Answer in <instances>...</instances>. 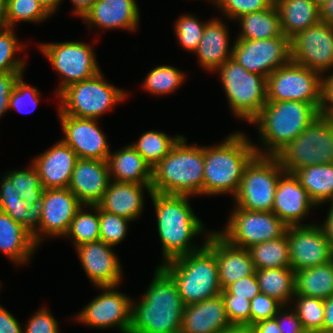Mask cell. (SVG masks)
I'll use <instances>...</instances> for the list:
<instances>
[{"mask_svg":"<svg viewBox=\"0 0 333 333\" xmlns=\"http://www.w3.org/2000/svg\"><path fill=\"white\" fill-rule=\"evenodd\" d=\"M284 172L275 156L256 155L243 172L235 207L272 212L277 183Z\"/></svg>","mask_w":333,"mask_h":333,"instance_id":"cell-10","label":"cell"},{"mask_svg":"<svg viewBox=\"0 0 333 333\" xmlns=\"http://www.w3.org/2000/svg\"><path fill=\"white\" fill-rule=\"evenodd\" d=\"M320 114L311 104L299 101H267L260 114L251 122L259 129L262 148L257 155L276 156L281 149L299 136ZM261 149V150H260ZM268 151H267V150Z\"/></svg>","mask_w":333,"mask_h":333,"instance_id":"cell-5","label":"cell"},{"mask_svg":"<svg viewBox=\"0 0 333 333\" xmlns=\"http://www.w3.org/2000/svg\"><path fill=\"white\" fill-rule=\"evenodd\" d=\"M161 266L174 279L184 305L202 302L222 292L216 256L206 244Z\"/></svg>","mask_w":333,"mask_h":333,"instance_id":"cell-6","label":"cell"},{"mask_svg":"<svg viewBox=\"0 0 333 333\" xmlns=\"http://www.w3.org/2000/svg\"><path fill=\"white\" fill-rule=\"evenodd\" d=\"M82 19L88 27L135 31L140 13L136 0H96Z\"/></svg>","mask_w":333,"mask_h":333,"instance_id":"cell-26","label":"cell"},{"mask_svg":"<svg viewBox=\"0 0 333 333\" xmlns=\"http://www.w3.org/2000/svg\"><path fill=\"white\" fill-rule=\"evenodd\" d=\"M157 218V230L162 245L164 262L200 250L205 242L194 246L191 240L204 230L202 221L189 204L188 195H171L152 192L150 195Z\"/></svg>","mask_w":333,"mask_h":333,"instance_id":"cell-2","label":"cell"},{"mask_svg":"<svg viewBox=\"0 0 333 333\" xmlns=\"http://www.w3.org/2000/svg\"><path fill=\"white\" fill-rule=\"evenodd\" d=\"M204 147L188 145L182 135L169 153L152 168L153 192L203 195Z\"/></svg>","mask_w":333,"mask_h":333,"instance_id":"cell-4","label":"cell"},{"mask_svg":"<svg viewBox=\"0 0 333 333\" xmlns=\"http://www.w3.org/2000/svg\"><path fill=\"white\" fill-rule=\"evenodd\" d=\"M14 28L0 30V74L7 72H23L26 67L24 59L16 58V52L24 46L18 43ZM15 56V57H14Z\"/></svg>","mask_w":333,"mask_h":333,"instance_id":"cell-42","label":"cell"},{"mask_svg":"<svg viewBox=\"0 0 333 333\" xmlns=\"http://www.w3.org/2000/svg\"><path fill=\"white\" fill-rule=\"evenodd\" d=\"M229 321L237 328L251 327L250 300L241 297H222Z\"/></svg>","mask_w":333,"mask_h":333,"instance_id":"cell-49","label":"cell"},{"mask_svg":"<svg viewBox=\"0 0 333 333\" xmlns=\"http://www.w3.org/2000/svg\"><path fill=\"white\" fill-rule=\"evenodd\" d=\"M231 58L248 72L267 78L277 68L291 61L290 39L284 34L271 39H236Z\"/></svg>","mask_w":333,"mask_h":333,"instance_id":"cell-14","label":"cell"},{"mask_svg":"<svg viewBox=\"0 0 333 333\" xmlns=\"http://www.w3.org/2000/svg\"><path fill=\"white\" fill-rule=\"evenodd\" d=\"M322 76L290 61L267 77V101L311 103L319 112L322 103Z\"/></svg>","mask_w":333,"mask_h":333,"instance_id":"cell-11","label":"cell"},{"mask_svg":"<svg viewBox=\"0 0 333 333\" xmlns=\"http://www.w3.org/2000/svg\"><path fill=\"white\" fill-rule=\"evenodd\" d=\"M128 94L104 79L102 72L63 89L60 98L59 114L80 118L99 119L101 115L120 103Z\"/></svg>","mask_w":333,"mask_h":333,"instance_id":"cell-9","label":"cell"},{"mask_svg":"<svg viewBox=\"0 0 333 333\" xmlns=\"http://www.w3.org/2000/svg\"><path fill=\"white\" fill-rule=\"evenodd\" d=\"M37 1L50 15L55 13L60 3L62 2V0H37Z\"/></svg>","mask_w":333,"mask_h":333,"instance_id":"cell-63","label":"cell"},{"mask_svg":"<svg viewBox=\"0 0 333 333\" xmlns=\"http://www.w3.org/2000/svg\"><path fill=\"white\" fill-rule=\"evenodd\" d=\"M225 229L218 233L231 245L248 249L283 236L287 225L273 212L234 207Z\"/></svg>","mask_w":333,"mask_h":333,"instance_id":"cell-12","label":"cell"},{"mask_svg":"<svg viewBox=\"0 0 333 333\" xmlns=\"http://www.w3.org/2000/svg\"><path fill=\"white\" fill-rule=\"evenodd\" d=\"M286 173L302 167L333 163V122L319 114L275 156Z\"/></svg>","mask_w":333,"mask_h":333,"instance_id":"cell-7","label":"cell"},{"mask_svg":"<svg viewBox=\"0 0 333 333\" xmlns=\"http://www.w3.org/2000/svg\"><path fill=\"white\" fill-rule=\"evenodd\" d=\"M183 72L170 65H160L153 68L143 80L142 86L154 95H164L174 92L185 80Z\"/></svg>","mask_w":333,"mask_h":333,"instance_id":"cell-40","label":"cell"},{"mask_svg":"<svg viewBox=\"0 0 333 333\" xmlns=\"http://www.w3.org/2000/svg\"><path fill=\"white\" fill-rule=\"evenodd\" d=\"M313 333H333V331L325 330V329H320L319 331H315Z\"/></svg>","mask_w":333,"mask_h":333,"instance_id":"cell-66","label":"cell"},{"mask_svg":"<svg viewBox=\"0 0 333 333\" xmlns=\"http://www.w3.org/2000/svg\"><path fill=\"white\" fill-rule=\"evenodd\" d=\"M212 4L217 5L226 18L237 20L243 15L270 8L274 0H214Z\"/></svg>","mask_w":333,"mask_h":333,"instance_id":"cell-47","label":"cell"},{"mask_svg":"<svg viewBox=\"0 0 333 333\" xmlns=\"http://www.w3.org/2000/svg\"><path fill=\"white\" fill-rule=\"evenodd\" d=\"M95 1L96 0H71L74 4V10H72L73 14L82 18Z\"/></svg>","mask_w":333,"mask_h":333,"instance_id":"cell-61","label":"cell"},{"mask_svg":"<svg viewBox=\"0 0 333 333\" xmlns=\"http://www.w3.org/2000/svg\"><path fill=\"white\" fill-rule=\"evenodd\" d=\"M249 329L252 333H281L275 318L260 321Z\"/></svg>","mask_w":333,"mask_h":333,"instance_id":"cell-58","label":"cell"},{"mask_svg":"<svg viewBox=\"0 0 333 333\" xmlns=\"http://www.w3.org/2000/svg\"><path fill=\"white\" fill-rule=\"evenodd\" d=\"M321 21L333 26V0H327L320 6Z\"/></svg>","mask_w":333,"mask_h":333,"instance_id":"cell-62","label":"cell"},{"mask_svg":"<svg viewBox=\"0 0 333 333\" xmlns=\"http://www.w3.org/2000/svg\"><path fill=\"white\" fill-rule=\"evenodd\" d=\"M225 333H252L249 328H237L235 327L234 329L227 331Z\"/></svg>","mask_w":333,"mask_h":333,"instance_id":"cell-65","label":"cell"},{"mask_svg":"<svg viewBox=\"0 0 333 333\" xmlns=\"http://www.w3.org/2000/svg\"><path fill=\"white\" fill-rule=\"evenodd\" d=\"M39 230L33 235L38 246L46 236H65L82 203L68 188L45 189L41 200ZM43 236V237H42Z\"/></svg>","mask_w":333,"mask_h":333,"instance_id":"cell-18","label":"cell"},{"mask_svg":"<svg viewBox=\"0 0 333 333\" xmlns=\"http://www.w3.org/2000/svg\"><path fill=\"white\" fill-rule=\"evenodd\" d=\"M0 211L7 213L14 221L19 222L32 236L38 231L42 206L40 203L28 205L22 198L19 201H7Z\"/></svg>","mask_w":333,"mask_h":333,"instance_id":"cell-44","label":"cell"},{"mask_svg":"<svg viewBox=\"0 0 333 333\" xmlns=\"http://www.w3.org/2000/svg\"><path fill=\"white\" fill-rule=\"evenodd\" d=\"M295 295L320 299L333 296V260L295 272Z\"/></svg>","mask_w":333,"mask_h":333,"instance_id":"cell-32","label":"cell"},{"mask_svg":"<svg viewBox=\"0 0 333 333\" xmlns=\"http://www.w3.org/2000/svg\"><path fill=\"white\" fill-rule=\"evenodd\" d=\"M152 194L151 184H135L111 180L97 204L102 210L133 221L144 207L143 189Z\"/></svg>","mask_w":333,"mask_h":333,"instance_id":"cell-27","label":"cell"},{"mask_svg":"<svg viewBox=\"0 0 333 333\" xmlns=\"http://www.w3.org/2000/svg\"><path fill=\"white\" fill-rule=\"evenodd\" d=\"M313 206L315 203L294 174L284 172L277 183L272 212L287 226L306 225L300 222Z\"/></svg>","mask_w":333,"mask_h":333,"instance_id":"cell-23","label":"cell"},{"mask_svg":"<svg viewBox=\"0 0 333 333\" xmlns=\"http://www.w3.org/2000/svg\"><path fill=\"white\" fill-rule=\"evenodd\" d=\"M293 299H297L294 310L301 321L304 331L313 333L323 329L324 300L303 295H294Z\"/></svg>","mask_w":333,"mask_h":333,"instance_id":"cell-41","label":"cell"},{"mask_svg":"<svg viewBox=\"0 0 333 333\" xmlns=\"http://www.w3.org/2000/svg\"><path fill=\"white\" fill-rule=\"evenodd\" d=\"M107 162L111 180L151 184L152 168L132 145H127L113 154L111 152Z\"/></svg>","mask_w":333,"mask_h":333,"instance_id":"cell-29","label":"cell"},{"mask_svg":"<svg viewBox=\"0 0 333 333\" xmlns=\"http://www.w3.org/2000/svg\"><path fill=\"white\" fill-rule=\"evenodd\" d=\"M255 275L261 293L289 306L295 295V272L291 267L260 269Z\"/></svg>","mask_w":333,"mask_h":333,"instance_id":"cell-35","label":"cell"},{"mask_svg":"<svg viewBox=\"0 0 333 333\" xmlns=\"http://www.w3.org/2000/svg\"><path fill=\"white\" fill-rule=\"evenodd\" d=\"M39 92L35 87L23 81V75L18 79L9 98L8 108L24 114H29L35 110L39 103ZM31 106L32 109L26 110ZM26 108V109H25Z\"/></svg>","mask_w":333,"mask_h":333,"instance_id":"cell-48","label":"cell"},{"mask_svg":"<svg viewBox=\"0 0 333 333\" xmlns=\"http://www.w3.org/2000/svg\"><path fill=\"white\" fill-rule=\"evenodd\" d=\"M205 239V244L216 256L222 291L236 281L255 274L256 269L248 249L231 245L215 230L210 231Z\"/></svg>","mask_w":333,"mask_h":333,"instance_id":"cell-21","label":"cell"},{"mask_svg":"<svg viewBox=\"0 0 333 333\" xmlns=\"http://www.w3.org/2000/svg\"><path fill=\"white\" fill-rule=\"evenodd\" d=\"M8 28L7 0H0V30Z\"/></svg>","mask_w":333,"mask_h":333,"instance_id":"cell-64","label":"cell"},{"mask_svg":"<svg viewBox=\"0 0 333 333\" xmlns=\"http://www.w3.org/2000/svg\"><path fill=\"white\" fill-rule=\"evenodd\" d=\"M237 19L242 28V32H240L237 39H271L283 35L279 12L275 4L268 9L252 12Z\"/></svg>","mask_w":333,"mask_h":333,"instance_id":"cell-34","label":"cell"},{"mask_svg":"<svg viewBox=\"0 0 333 333\" xmlns=\"http://www.w3.org/2000/svg\"><path fill=\"white\" fill-rule=\"evenodd\" d=\"M18 320L0 305V333H23Z\"/></svg>","mask_w":333,"mask_h":333,"instance_id":"cell-56","label":"cell"},{"mask_svg":"<svg viewBox=\"0 0 333 333\" xmlns=\"http://www.w3.org/2000/svg\"><path fill=\"white\" fill-rule=\"evenodd\" d=\"M255 269L291 267L289 244L286 233L274 240H268L248 248Z\"/></svg>","mask_w":333,"mask_h":333,"instance_id":"cell-36","label":"cell"},{"mask_svg":"<svg viewBox=\"0 0 333 333\" xmlns=\"http://www.w3.org/2000/svg\"><path fill=\"white\" fill-rule=\"evenodd\" d=\"M118 286H98L104 292L95 297L75 315L86 326L109 328L117 326L121 333H128L131 324V298L117 291Z\"/></svg>","mask_w":333,"mask_h":333,"instance_id":"cell-16","label":"cell"},{"mask_svg":"<svg viewBox=\"0 0 333 333\" xmlns=\"http://www.w3.org/2000/svg\"><path fill=\"white\" fill-rule=\"evenodd\" d=\"M50 14L37 0H7L8 27L13 28L18 22L40 23Z\"/></svg>","mask_w":333,"mask_h":333,"instance_id":"cell-43","label":"cell"},{"mask_svg":"<svg viewBox=\"0 0 333 333\" xmlns=\"http://www.w3.org/2000/svg\"><path fill=\"white\" fill-rule=\"evenodd\" d=\"M20 194L17 193L11 183L5 178L0 182V208L7 202L19 201Z\"/></svg>","mask_w":333,"mask_h":333,"instance_id":"cell-57","label":"cell"},{"mask_svg":"<svg viewBox=\"0 0 333 333\" xmlns=\"http://www.w3.org/2000/svg\"><path fill=\"white\" fill-rule=\"evenodd\" d=\"M59 324L46 309H39L27 322L23 333H59Z\"/></svg>","mask_w":333,"mask_h":333,"instance_id":"cell-52","label":"cell"},{"mask_svg":"<svg viewBox=\"0 0 333 333\" xmlns=\"http://www.w3.org/2000/svg\"><path fill=\"white\" fill-rule=\"evenodd\" d=\"M328 117L331 119V121L333 122V111L328 115Z\"/></svg>","mask_w":333,"mask_h":333,"instance_id":"cell-68","label":"cell"},{"mask_svg":"<svg viewBox=\"0 0 333 333\" xmlns=\"http://www.w3.org/2000/svg\"><path fill=\"white\" fill-rule=\"evenodd\" d=\"M285 233L294 272L333 260V251L320 224L288 226Z\"/></svg>","mask_w":333,"mask_h":333,"instance_id":"cell-17","label":"cell"},{"mask_svg":"<svg viewBox=\"0 0 333 333\" xmlns=\"http://www.w3.org/2000/svg\"><path fill=\"white\" fill-rule=\"evenodd\" d=\"M234 328L221 294L184 306L180 333H225Z\"/></svg>","mask_w":333,"mask_h":333,"instance_id":"cell-24","label":"cell"},{"mask_svg":"<svg viewBox=\"0 0 333 333\" xmlns=\"http://www.w3.org/2000/svg\"><path fill=\"white\" fill-rule=\"evenodd\" d=\"M226 24L213 18L206 24L197 50L199 62L205 70L216 71L232 57ZM229 50V51H228Z\"/></svg>","mask_w":333,"mask_h":333,"instance_id":"cell-28","label":"cell"},{"mask_svg":"<svg viewBox=\"0 0 333 333\" xmlns=\"http://www.w3.org/2000/svg\"><path fill=\"white\" fill-rule=\"evenodd\" d=\"M330 210L327 213V218L325 219L324 223L320 226L323 228L326 239L330 243L331 249L333 251V201L330 202Z\"/></svg>","mask_w":333,"mask_h":333,"instance_id":"cell-59","label":"cell"},{"mask_svg":"<svg viewBox=\"0 0 333 333\" xmlns=\"http://www.w3.org/2000/svg\"><path fill=\"white\" fill-rule=\"evenodd\" d=\"M138 303L131 302L128 333H180L184 304L171 275L161 266Z\"/></svg>","mask_w":333,"mask_h":333,"instance_id":"cell-1","label":"cell"},{"mask_svg":"<svg viewBox=\"0 0 333 333\" xmlns=\"http://www.w3.org/2000/svg\"><path fill=\"white\" fill-rule=\"evenodd\" d=\"M293 174L316 206L333 201V163L302 167Z\"/></svg>","mask_w":333,"mask_h":333,"instance_id":"cell-33","label":"cell"},{"mask_svg":"<svg viewBox=\"0 0 333 333\" xmlns=\"http://www.w3.org/2000/svg\"><path fill=\"white\" fill-rule=\"evenodd\" d=\"M282 33L289 39L321 21V9L313 0H274Z\"/></svg>","mask_w":333,"mask_h":333,"instance_id":"cell-31","label":"cell"},{"mask_svg":"<svg viewBox=\"0 0 333 333\" xmlns=\"http://www.w3.org/2000/svg\"><path fill=\"white\" fill-rule=\"evenodd\" d=\"M84 205L77 211L72 219L65 236H70L75 247L100 240L99 206L86 205L91 211L83 210Z\"/></svg>","mask_w":333,"mask_h":333,"instance_id":"cell-37","label":"cell"},{"mask_svg":"<svg viewBox=\"0 0 333 333\" xmlns=\"http://www.w3.org/2000/svg\"><path fill=\"white\" fill-rule=\"evenodd\" d=\"M4 177L29 206L41 203L45 189L41 185L39 174L32 164L28 169L7 172Z\"/></svg>","mask_w":333,"mask_h":333,"instance_id":"cell-39","label":"cell"},{"mask_svg":"<svg viewBox=\"0 0 333 333\" xmlns=\"http://www.w3.org/2000/svg\"><path fill=\"white\" fill-rule=\"evenodd\" d=\"M107 160L78 158L68 189L84 205H97L110 183Z\"/></svg>","mask_w":333,"mask_h":333,"instance_id":"cell-22","label":"cell"},{"mask_svg":"<svg viewBox=\"0 0 333 333\" xmlns=\"http://www.w3.org/2000/svg\"><path fill=\"white\" fill-rule=\"evenodd\" d=\"M323 329L333 331V296L324 300Z\"/></svg>","mask_w":333,"mask_h":333,"instance_id":"cell-60","label":"cell"},{"mask_svg":"<svg viewBox=\"0 0 333 333\" xmlns=\"http://www.w3.org/2000/svg\"><path fill=\"white\" fill-rule=\"evenodd\" d=\"M75 248L81 265L94 286H118L120 284L122 268L112 246L99 240Z\"/></svg>","mask_w":333,"mask_h":333,"instance_id":"cell-20","label":"cell"},{"mask_svg":"<svg viewBox=\"0 0 333 333\" xmlns=\"http://www.w3.org/2000/svg\"><path fill=\"white\" fill-rule=\"evenodd\" d=\"M36 249L32 234L7 213L0 211V251L20 265L28 263Z\"/></svg>","mask_w":333,"mask_h":333,"instance_id":"cell-30","label":"cell"},{"mask_svg":"<svg viewBox=\"0 0 333 333\" xmlns=\"http://www.w3.org/2000/svg\"><path fill=\"white\" fill-rule=\"evenodd\" d=\"M78 157L62 140L56 142L31 163L44 189L68 188Z\"/></svg>","mask_w":333,"mask_h":333,"instance_id":"cell-25","label":"cell"},{"mask_svg":"<svg viewBox=\"0 0 333 333\" xmlns=\"http://www.w3.org/2000/svg\"><path fill=\"white\" fill-rule=\"evenodd\" d=\"M24 72H7L0 74V118L9 110V98L18 79Z\"/></svg>","mask_w":333,"mask_h":333,"instance_id":"cell-54","label":"cell"},{"mask_svg":"<svg viewBox=\"0 0 333 333\" xmlns=\"http://www.w3.org/2000/svg\"><path fill=\"white\" fill-rule=\"evenodd\" d=\"M181 136L177 134L175 137H169L165 132L151 130L144 132L137 142L131 145L153 168L169 153Z\"/></svg>","mask_w":333,"mask_h":333,"instance_id":"cell-38","label":"cell"},{"mask_svg":"<svg viewBox=\"0 0 333 333\" xmlns=\"http://www.w3.org/2000/svg\"><path fill=\"white\" fill-rule=\"evenodd\" d=\"M291 61L320 74L333 67V26L320 21L290 39Z\"/></svg>","mask_w":333,"mask_h":333,"instance_id":"cell-15","label":"cell"},{"mask_svg":"<svg viewBox=\"0 0 333 333\" xmlns=\"http://www.w3.org/2000/svg\"><path fill=\"white\" fill-rule=\"evenodd\" d=\"M316 4L321 6L323 3H325L327 0H313Z\"/></svg>","mask_w":333,"mask_h":333,"instance_id":"cell-67","label":"cell"},{"mask_svg":"<svg viewBox=\"0 0 333 333\" xmlns=\"http://www.w3.org/2000/svg\"><path fill=\"white\" fill-rule=\"evenodd\" d=\"M40 50L62 77L57 95L67 86L87 80L100 72L95 54L89 44L79 41L43 43Z\"/></svg>","mask_w":333,"mask_h":333,"instance_id":"cell-13","label":"cell"},{"mask_svg":"<svg viewBox=\"0 0 333 333\" xmlns=\"http://www.w3.org/2000/svg\"><path fill=\"white\" fill-rule=\"evenodd\" d=\"M251 326L267 319L274 318L284 306L277 299L259 293L251 301Z\"/></svg>","mask_w":333,"mask_h":333,"instance_id":"cell-50","label":"cell"},{"mask_svg":"<svg viewBox=\"0 0 333 333\" xmlns=\"http://www.w3.org/2000/svg\"><path fill=\"white\" fill-rule=\"evenodd\" d=\"M333 111V72L322 76V103L320 114L328 116Z\"/></svg>","mask_w":333,"mask_h":333,"instance_id":"cell-55","label":"cell"},{"mask_svg":"<svg viewBox=\"0 0 333 333\" xmlns=\"http://www.w3.org/2000/svg\"><path fill=\"white\" fill-rule=\"evenodd\" d=\"M216 71L220 76L232 113L251 123L267 102V78L248 72L232 58Z\"/></svg>","mask_w":333,"mask_h":333,"instance_id":"cell-8","label":"cell"},{"mask_svg":"<svg viewBox=\"0 0 333 333\" xmlns=\"http://www.w3.org/2000/svg\"><path fill=\"white\" fill-rule=\"evenodd\" d=\"M58 115L65 136L61 140L75 151L78 158L108 159L111 151L105 135L97 125L98 119Z\"/></svg>","mask_w":333,"mask_h":333,"instance_id":"cell-19","label":"cell"},{"mask_svg":"<svg viewBox=\"0 0 333 333\" xmlns=\"http://www.w3.org/2000/svg\"><path fill=\"white\" fill-rule=\"evenodd\" d=\"M257 155L255 145L239 131L216 146L204 147L203 196L237 194L243 172Z\"/></svg>","mask_w":333,"mask_h":333,"instance_id":"cell-3","label":"cell"},{"mask_svg":"<svg viewBox=\"0 0 333 333\" xmlns=\"http://www.w3.org/2000/svg\"><path fill=\"white\" fill-rule=\"evenodd\" d=\"M260 292L258 280L255 274L244 277L229 285L221 292L222 297H241L252 300Z\"/></svg>","mask_w":333,"mask_h":333,"instance_id":"cell-51","label":"cell"},{"mask_svg":"<svg viewBox=\"0 0 333 333\" xmlns=\"http://www.w3.org/2000/svg\"><path fill=\"white\" fill-rule=\"evenodd\" d=\"M286 308H291L288 306H283L277 315L274 317L277 320L278 326L281 333H306L302 327L301 321L294 309L289 311ZM286 311V312H285Z\"/></svg>","mask_w":333,"mask_h":333,"instance_id":"cell-53","label":"cell"},{"mask_svg":"<svg viewBox=\"0 0 333 333\" xmlns=\"http://www.w3.org/2000/svg\"><path fill=\"white\" fill-rule=\"evenodd\" d=\"M130 220L99 207L100 241L114 247L125 239Z\"/></svg>","mask_w":333,"mask_h":333,"instance_id":"cell-46","label":"cell"},{"mask_svg":"<svg viewBox=\"0 0 333 333\" xmlns=\"http://www.w3.org/2000/svg\"><path fill=\"white\" fill-rule=\"evenodd\" d=\"M193 15H182L174 24L175 34L180 45L188 52H195L203 36L206 24Z\"/></svg>","mask_w":333,"mask_h":333,"instance_id":"cell-45","label":"cell"}]
</instances>
